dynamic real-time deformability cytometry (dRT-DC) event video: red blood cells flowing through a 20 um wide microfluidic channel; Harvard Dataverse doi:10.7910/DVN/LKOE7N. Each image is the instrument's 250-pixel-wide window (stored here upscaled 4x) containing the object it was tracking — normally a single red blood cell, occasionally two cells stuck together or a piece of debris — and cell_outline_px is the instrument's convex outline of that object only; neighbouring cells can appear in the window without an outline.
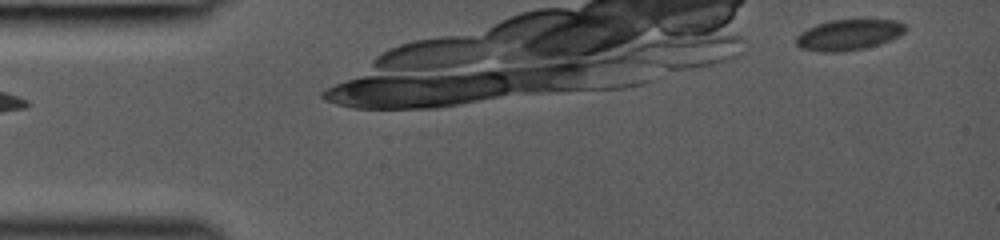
{"species": "common noctule bat (a hibernating species)", "species_latin": "Nyctalus noctula", "temperature_condition": "room temperature", "stored_images_in_passage": 9, "camera_frame_rate_fps": 3000, "um_per_image_px": 0.085, "animal": {"sex": "female", "body_mass_g": 19.0, "forearm_length_mm": 53.3}, "frame": {"image": 1, "passage_image": 1, "time_ms": 0.0, "image_size_px": [1000, 240], "cell_outline_px": [[908, 28], [900, 36], [880, 44], [864, 48], [840, 52], [820, 52], [800, 48], [796, 44], [796, 36], [800, 32], [816, 24], [832, 20], [896, 20], [904, 24]], "centroid_in_image_um": [72.14, 2.96], "position_along_channel_um": 12.9, "area_um2": 19.65}}